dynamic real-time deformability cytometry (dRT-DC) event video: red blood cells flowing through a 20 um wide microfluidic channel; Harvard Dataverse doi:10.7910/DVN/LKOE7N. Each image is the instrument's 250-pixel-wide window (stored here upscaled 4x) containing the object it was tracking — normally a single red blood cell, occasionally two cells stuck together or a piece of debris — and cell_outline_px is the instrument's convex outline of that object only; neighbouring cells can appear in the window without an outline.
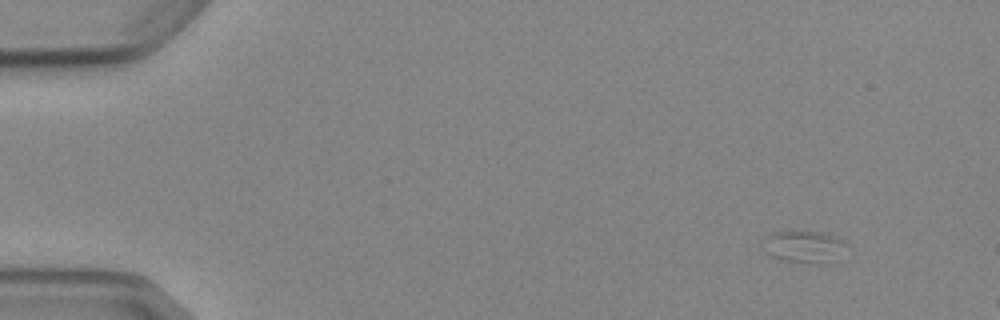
{"species": "Egyptian fruit bat (a non-hibernating species)", "species_latin": "Rousettus aegyptiacus", "temperature_condition": "cold", "stored_images_in_passage": 3, "segment_of_instrument_passage": [1, 2], "camera_frame_rate_fps": 3000, "um_per_image_px": 0.085, "animal": {"sex": "female"}, "frame": {"image": 1, "passage_image": 1, "time_ms": 0.0, "image_size_px": [1000, 320], "cell_outline_px": [[848, 244], [832, 264], [828, 264], [788, 260], [776, 256], [768, 252], [764, 236], [768, 232], [792, 228], [820, 232], [844, 240]], "centroid_in_image_um": [68.38, 20.89], "position_along_channel_um": 16.6, "area_um2": 15.72}}